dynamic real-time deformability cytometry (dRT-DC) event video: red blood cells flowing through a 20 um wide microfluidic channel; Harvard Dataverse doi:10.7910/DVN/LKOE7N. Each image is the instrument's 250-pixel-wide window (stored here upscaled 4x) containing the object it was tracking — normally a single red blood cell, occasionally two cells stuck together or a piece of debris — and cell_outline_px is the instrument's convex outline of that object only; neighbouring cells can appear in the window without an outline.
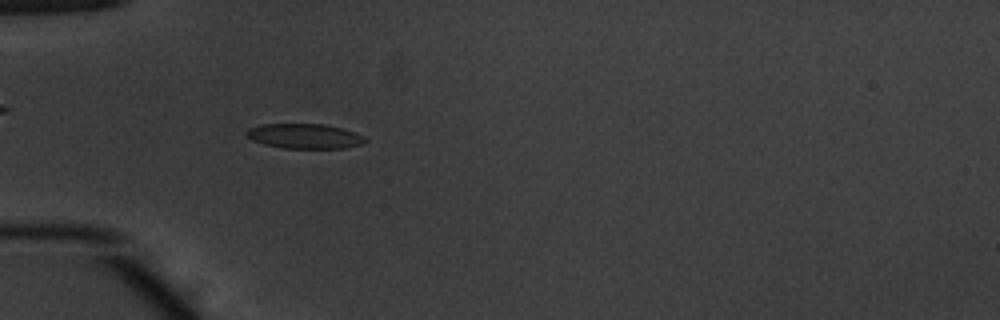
{"species": "common noctule bat (a hibernating species)", "species_latin": "Nyctalus noctula", "temperature_condition": "warm", "stored_images_in_passage": 53, "camera_frame_rate_fps": 3000, "um_per_image_px": 0.085, "animal": {"sex": "male", "body_mass_g": 20.1, "forearm_length_mm": 53.5}, "frame": {"image": 1, "passage_image": 17, "time_ms": 5.333, "image_size_px": [1000, 320], "cell_outline_px": [[368, 140], [364, 144], [344, 148], [284, 148], [264, 144], [252, 140], [244, 132], [248, 128], [264, 124], [324, 124], [356, 132], [364, 136]], "centroid_in_image_um": [25.92, 11.57], "position_along_channel_um": 59.1, "area_um2": 17.22}}
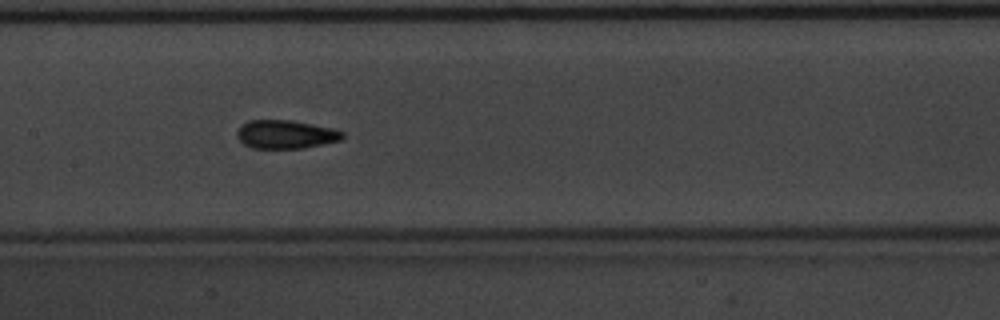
{"frame": {"image": 2, "passage_image": 27, "time_ms": 8.667, "image_size_px": [1000, 320], "cell_outline_px": [[344, 136], [340, 140], [324, 144], [304, 148], [252, 148], [244, 144], [236, 136], [236, 132], [240, 124], [248, 120], [292, 120], [332, 128], [344, 132]], "centroid_in_image_um": [24.26, 11.41], "position_along_channel_um": 183.1, "area_um2": 17.63}}
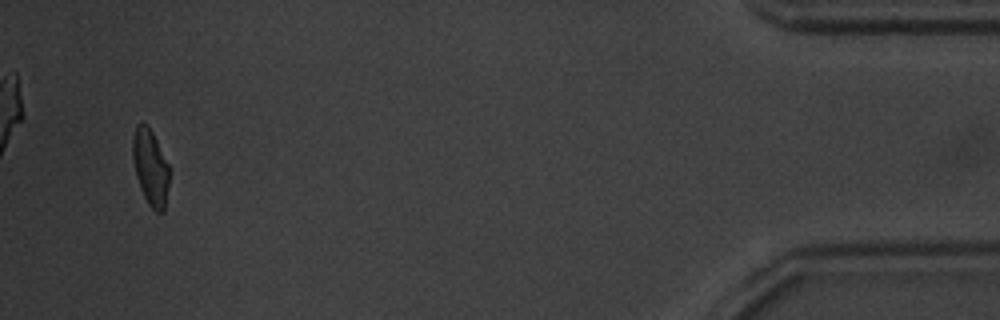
{"frame": {"image": 3, "passage_image": 51, "time_ms": 16.667, "image_size_px": [1000, 320], "cell_outline_px": [[172, 172], [164, 212], [156, 212], [148, 204], [140, 188], [136, 176], [132, 156], [132, 136], [136, 124], [140, 120], [148, 124]], "centroid_in_image_um": [12.8, 14.21], "position_along_channel_um": 422.4, "area_um2": 16.76}, "authors_computed_cell_mechanics": {"area_um2": 17.1666, "velocity_mm_per_s": 3.8873, "shape_relaxation_time_tau1_ms": 4.3765, "shape_relaxation_time_tau2_ms": 2.0525, "deformation_change_tau1": 0.1455, "deformation_change_tau2": 0.0852}}